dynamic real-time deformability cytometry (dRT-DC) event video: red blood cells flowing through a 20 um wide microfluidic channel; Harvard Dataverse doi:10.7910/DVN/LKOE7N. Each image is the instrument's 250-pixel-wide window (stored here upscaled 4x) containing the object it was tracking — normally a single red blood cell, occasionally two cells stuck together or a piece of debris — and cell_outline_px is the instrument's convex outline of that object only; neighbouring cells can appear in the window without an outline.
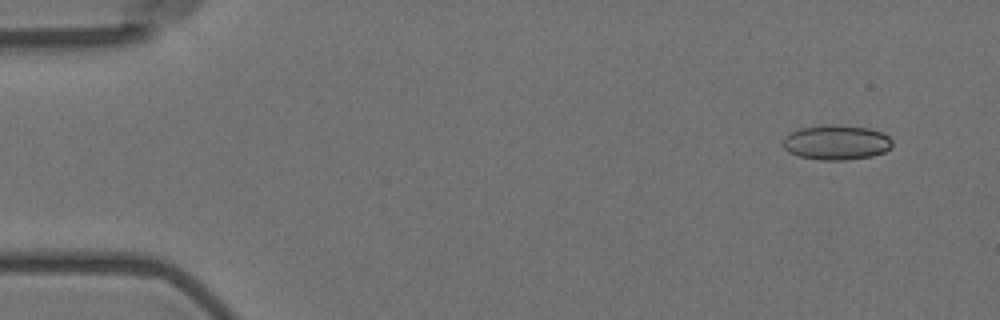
{"species": "Egyptian fruit bat (a non-hibernating species)", "species_latin": "Rousettus aegyptiacus", "temperature_condition": "room temperature", "stored_images_in_passage": 10, "camera_frame_rate_fps": 3000, "um_per_image_px": 0.085, "animal": {"sex": "female"}, "frame": {"image": 1, "passage_image": 2, "time_ms": 1.0, "image_size_px": [1000, 320], "cell_outline_px": [[892, 148], [884, 152], [872, 156], [844, 160], [820, 160], [800, 156], [788, 152], [784, 148], [784, 136], [788, 132], [800, 128], [828, 124], [840, 124], [868, 128], [884, 132], [892, 140]], "centroid_in_image_um": [71.1, 12.09], "position_along_channel_um": 13.9, "area_um2": 22.48}}
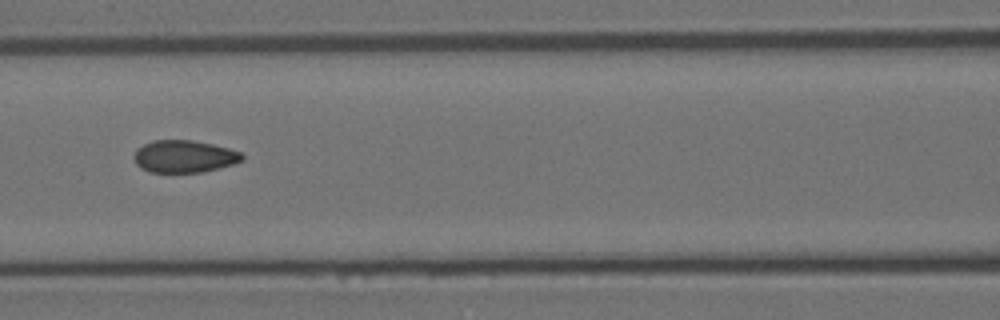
{"frame": {"image": 2, "passage_image": 8, "time_ms": 8.0, "image_size_px": [1000, 320], "cell_outline_px": [[244, 160], [232, 164], [200, 172], [148, 172], [140, 168], [136, 164], [132, 156], [136, 148], [152, 140], [192, 140], [212, 144], [228, 148], [240, 152], [244, 156]], "centroid_in_image_um": [15.6, 13.29], "position_along_channel_um": 151.0, "area_um2": 20.4}}
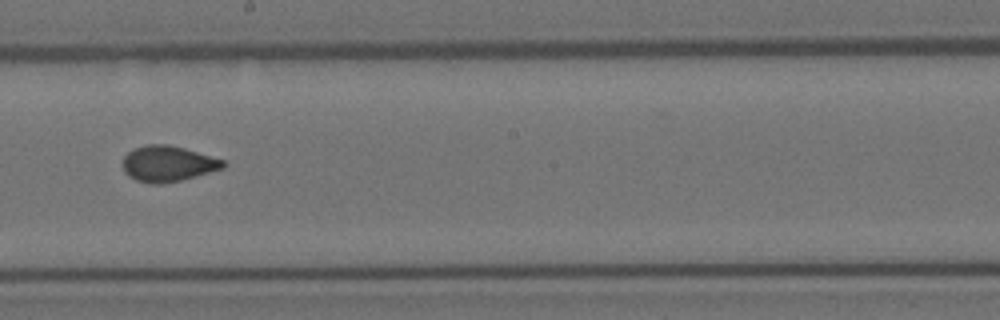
{"frame": {"image": 3, "passage_image": 10, "time_ms": 10.333, "image_size_px": [1000, 320], "cell_outline_px": [[228, 164], [224, 168], [180, 180], [160, 184], [152, 184], [136, 180], [128, 176], [124, 172], [120, 164], [124, 156], [132, 148], [144, 144], [168, 144], [184, 148], [224, 160]], "centroid_in_image_um": [14.21, 13.9], "position_along_channel_um": 234.0, "area_um2": 21.15}}